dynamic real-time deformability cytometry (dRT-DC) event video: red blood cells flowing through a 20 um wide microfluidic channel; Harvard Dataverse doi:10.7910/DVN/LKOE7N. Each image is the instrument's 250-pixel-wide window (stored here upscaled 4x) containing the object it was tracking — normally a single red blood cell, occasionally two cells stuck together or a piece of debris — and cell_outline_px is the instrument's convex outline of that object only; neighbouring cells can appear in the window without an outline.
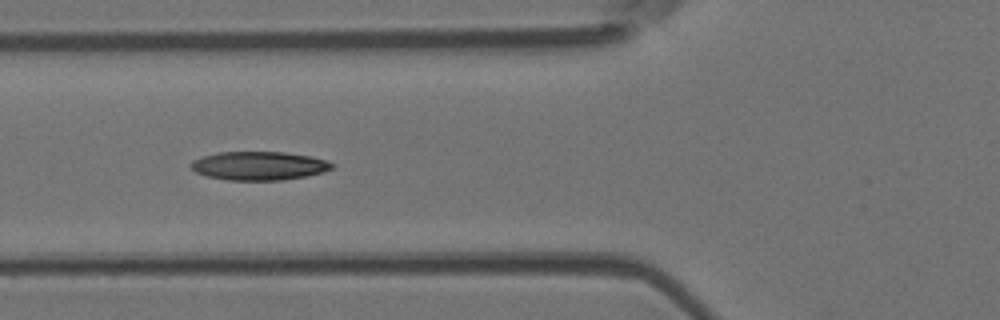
{"species": "Egyptian fruit bat (a non-hibernating species)", "species_latin": "Rousettus aegyptiacus", "temperature_condition": "room temperature", "stored_images_in_passage": 7, "camera_frame_rate_fps": 3000, "um_per_image_px": 0.085, "animal": {"sex": "female"}, "frame": {"image": 1, "passage_image": 5, "time_ms": 4.667, "image_size_px": [1000, 320], "cell_outline_px": [[336, 164], [332, 168], [324, 172], [284, 180], [228, 180], [208, 176], [196, 172], [192, 168], [192, 160], [200, 156], [220, 152], [284, 152], [312, 156]], "centroid_in_image_um": [22.03, 14.08], "position_along_channel_um": 103.8, "area_um2": 23.47}}
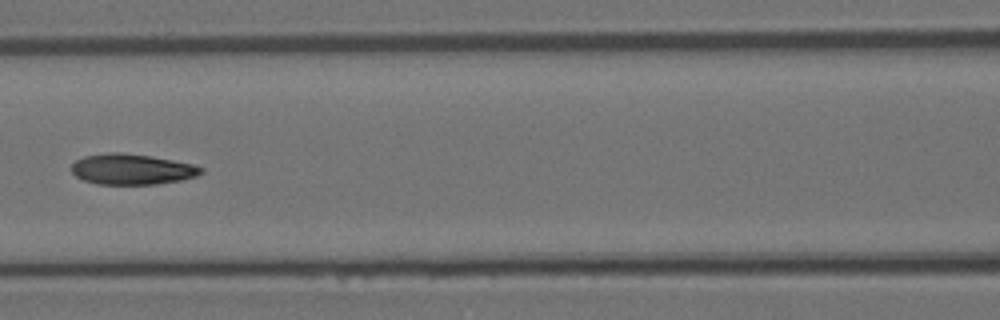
{"frame": {"image": 2, "passage_image": 6, "time_ms": 6.0, "image_size_px": [1000, 320], "cell_outline_px": [[204, 172], [196, 176], [180, 180], [156, 184], [96, 184], [84, 180], [76, 176], [72, 172], [72, 164], [76, 160], [84, 156], [108, 152], [120, 152], [152, 156], [192, 164], [204, 168]], "centroid_in_image_um": [11.21, 14.38], "position_along_channel_um": 155.4, "area_um2": 23.12}}
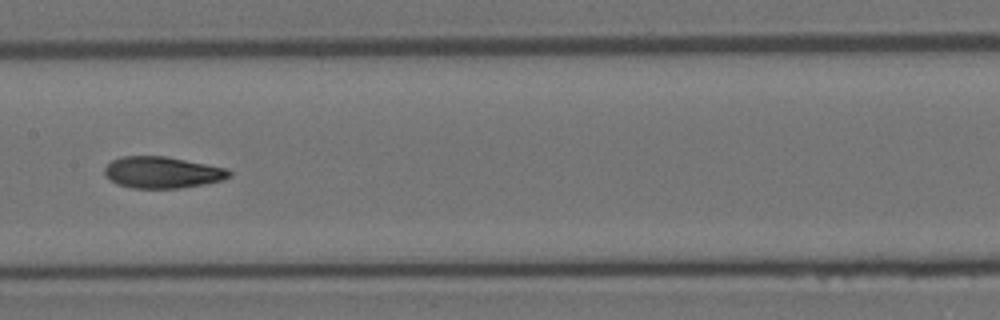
{"frame": {"image": 3, "passage_image": 7, "time_ms": 7.0, "image_size_px": [1000, 320], "cell_outline_px": [[232, 176], [224, 180], [204, 184], [180, 188], [132, 188], [116, 184], [104, 176], [104, 168], [112, 160], [120, 156], [164, 156], [228, 168], [232, 172]], "centroid_in_image_um": [13.8, 14.66], "position_along_channel_um": 193.6, "area_um2": 23.12}}